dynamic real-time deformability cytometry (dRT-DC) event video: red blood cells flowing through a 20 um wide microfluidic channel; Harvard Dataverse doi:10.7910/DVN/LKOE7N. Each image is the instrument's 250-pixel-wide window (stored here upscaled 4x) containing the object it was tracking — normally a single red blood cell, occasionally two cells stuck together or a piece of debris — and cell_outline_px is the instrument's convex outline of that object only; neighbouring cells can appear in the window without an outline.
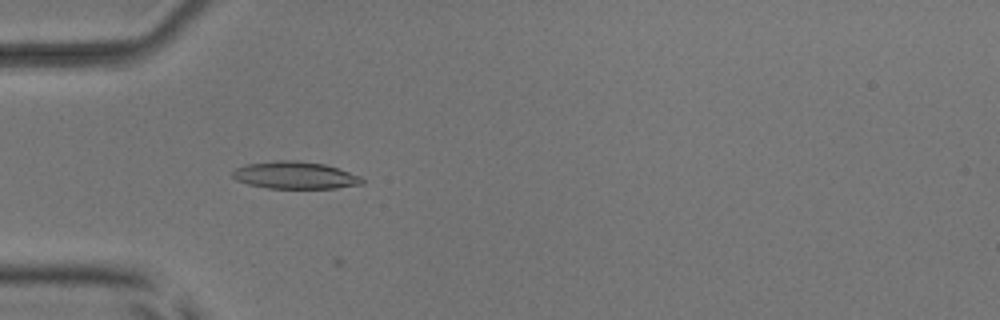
{"species": "common noctule bat (a hibernating species)", "species_latin": "Nyctalus noctula", "temperature_condition": "room temperature", "stored_images_in_passage": 8, "camera_frame_rate_fps": 3000, "um_per_image_px": 0.085, "animal": {"sex": "male", "body_mass_g": 17.9, "forearm_length_mm": 54.2}, "frame": {"image": 1, "passage_image": 5, "time_ms": 4.333, "image_size_px": [1000, 320], "cell_outline_px": [[364, 184], [336, 188], [268, 188], [248, 184], [236, 180], [232, 176], [232, 172], [236, 168], [248, 164], [276, 160], [296, 160], [324, 164], [360, 176], [364, 180]], "centroid_in_image_um": [25.07, 14.9], "position_along_channel_um": 59.9, "area_um2": 20.46}}
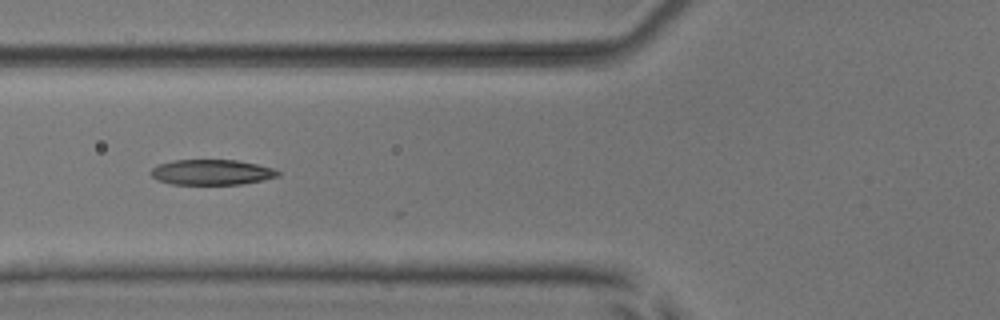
{"frame": {"image": 2, "passage_image": 6, "time_ms": 5.667, "image_size_px": [1000, 320], "cell_outline_px": [[280, 176], [240, 184], [172, 184], [156, 180], [148, 172], [152, 168], [160, 164], [172, 160], [236, 160], [276, 168], [280, 172]], "centroid_in_image_um": [17.98, 14.63], "position_along_channel_um": 107.8, "area_um2": 18.79}}
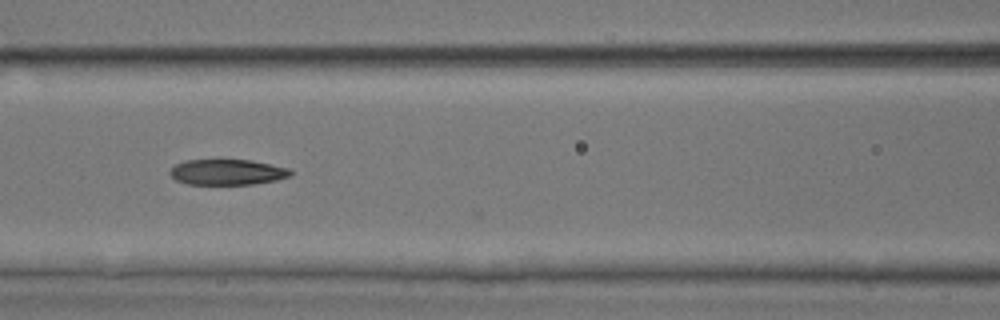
{"frame": {"image": 3, "passage_image": 7, "time_ms": 6.667, "image_size_px": [1000, 320], "cell_outline_px": [[292, 176], [276, 180], [252, 184], [188, 184], [176, 180], [168, 172], [176, 164], [184, 160], [220, 156], [252, 160], [288, 168], [292, 172]], "centroid_in_image_um": [19.29, 14.57], "position_along_channel_um": 147.3, "area_um2": 18.9}}